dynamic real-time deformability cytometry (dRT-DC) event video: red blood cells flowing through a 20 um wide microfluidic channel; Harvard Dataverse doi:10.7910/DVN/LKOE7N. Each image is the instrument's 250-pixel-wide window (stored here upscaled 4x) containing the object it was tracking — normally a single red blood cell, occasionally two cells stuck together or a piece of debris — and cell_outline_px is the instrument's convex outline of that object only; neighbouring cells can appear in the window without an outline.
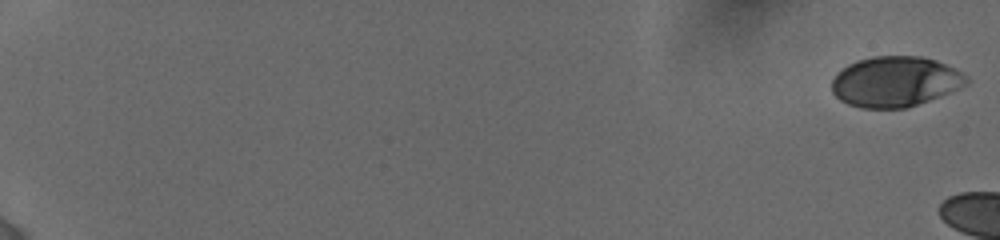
{"species": "human", "species_latin": "Homo sapiens", "temperature_condition": "cold", "stored_images_in_passage": 7, "camera_frame_rate_fps": 3000, "um_per_image_px": 0.085, "donor": {"sex": "female"}, "frame": {"image": 1, "passage_image": 1, "time_ms": 0.0, "image_size_px": [1000, 240], "cell_outline_px": [[968, 80], [964, 84], [948, 92], [908, 108], [860, 108], [848, 104], [840, 100], [832, 92], [832, 80], [848, 64], [856, 60], [872, 56], [920, 56], [936, 60], [960, 72]], "centroid_in_image_um": [76.03, 6.94], "position_along_channel_um": 9.0, "area_um2": 38.96}}